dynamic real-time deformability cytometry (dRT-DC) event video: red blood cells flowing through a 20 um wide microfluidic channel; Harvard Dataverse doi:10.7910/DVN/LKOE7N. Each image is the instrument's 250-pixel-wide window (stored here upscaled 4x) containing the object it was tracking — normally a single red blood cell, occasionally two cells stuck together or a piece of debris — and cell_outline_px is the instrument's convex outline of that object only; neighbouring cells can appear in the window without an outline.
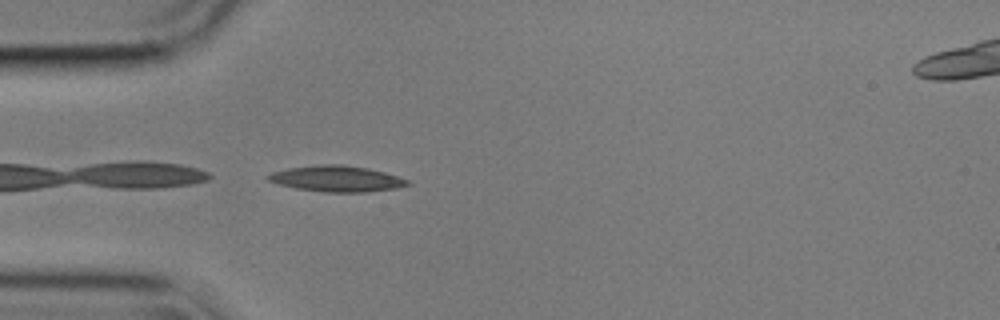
{"species": "common noctule bat (a hibernating species)", "species_latin": "Nyctalus noctula", "temperature_condition": "cold", "stored_images_in_passage": 40, "camera_frame_rate_fps": 3000, "um_per_image_px": 0.085, "animal": {"sex": "male", "body_mass_g": 17.9}, "frame": {"image": 1, "passage_image": 1, "time_ms": 0.0, "image_size_px": [1000, 320], "cell_outline_px": [[412, 184], [396, 188], [364, 192], [324, 192], [296, 188], [280, 184], [268, 180], [264, 176], [272, 172], [288, 168], [320, 164], [344, 164], [368, 168], [384, 172], [408, 180]], "centroid_in_image_um": [28.61, 15.18], "position_along_channel_um": 56.4, "area_um2": 21.04}}
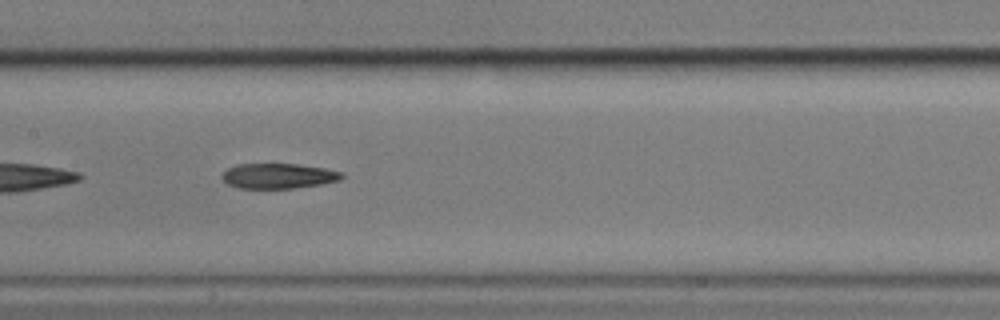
{"frame": {"image": 2, "passage_image": 12, "time_ms": 3.667, "image_size_px": [1000, 320], "cell_outline_px": [[344, 176], [340, 180], [320, 184], [292, 188], [240, 188], [228, 184], [220, 176], [228, 168], [236, 164], [296, 164], [324, 168], [344, 172]], "centroid_in_image_um": [23.67, 14.95], "position_along_channel_um": 183.7, "area_um2": 17.46}}
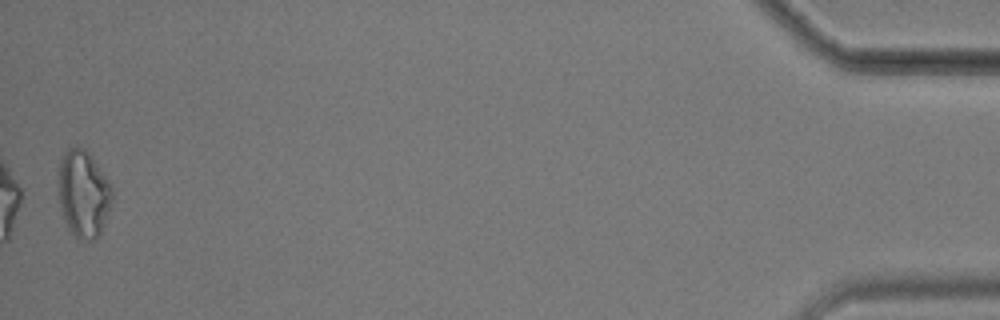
{"frame": {"image": 3, "passage_image": 40, "time_ms": 13.0, "image_size_px": [1000, 320], "cell_outline_px": [[112, 200], [100, 236], [96, 240], [88, 240], [76, 236], [68, 228], [64, 220], [60, 204], [56, 172], [60, 160], [64, 152], [68, 148], [84, 148], [88, 152], [108, 180], [112, 188]], "centroid_in_image_um": [7.06, 16.46], "position_along_channel_um": 428.1, "area_um2": 27.34}}